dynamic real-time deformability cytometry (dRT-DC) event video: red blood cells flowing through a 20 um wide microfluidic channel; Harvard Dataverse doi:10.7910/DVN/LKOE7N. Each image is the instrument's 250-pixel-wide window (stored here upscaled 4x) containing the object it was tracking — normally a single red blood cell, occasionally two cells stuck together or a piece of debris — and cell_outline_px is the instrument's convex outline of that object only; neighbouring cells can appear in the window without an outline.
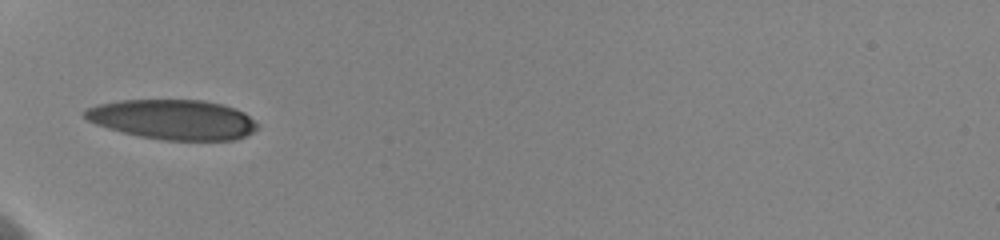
{"species": "human", "species_latin": "Homo sapiens", "temperature_condition": "cold", "stored_images_in_passage": 37, "camera_frame_rate_fps": 3000, "um_per_image_px": 0.085, "donor": {"sex": "female"}, "frame": {"image": 1, "passage_image": 1, "time_ms": 0.0, "image_size_px": [1000, 240], "cell_outline_px": [[260, 124], [252, 132], [244, 136], [232, 140], [164, 140], [140, 136], [108, 128], [96, 124], [88, 120], [84, 116], [84, 112], [88, 108], [100, 104], [120, 100], [204, 100], [224, 104], [244, 112]], "centroid_in_image_um": [14.74, 10.15], "position_along_channel_um": 70.3, "area_um2": 39.94}, "authors_computed_cell_mechanics": {"area_um2": 38.6682, "velocity_mm_per_s": 3.5923, "shape_relaxation_time_tau1_ms": 5.1598, "shape_relaxation_time_tau2_ms": 0.9359, "deformation_change_tau1": 0.1837, "deformation_change_tau2": 0.0541}}